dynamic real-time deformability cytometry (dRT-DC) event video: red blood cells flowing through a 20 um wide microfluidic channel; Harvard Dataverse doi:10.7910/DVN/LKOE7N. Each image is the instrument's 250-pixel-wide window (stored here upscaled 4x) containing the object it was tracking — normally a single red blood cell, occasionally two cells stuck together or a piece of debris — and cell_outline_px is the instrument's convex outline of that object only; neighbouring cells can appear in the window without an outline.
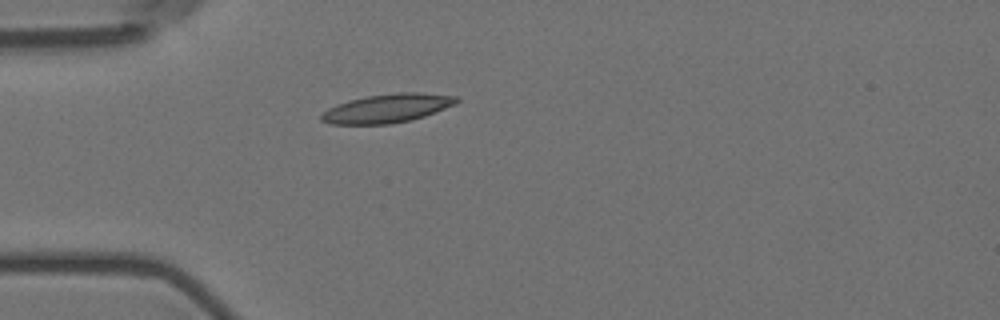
{"species": "Egyptian fruit bat (a non-hibernating species)", "species_latin": "Rousettus aegyptiacus", "temperature_condition": "room temperature", "stored_images_in_passage": 42, "camera_frame_rate_fps": 3000, "um_per_image_px": 0.085, "animal": {"sex": "female"}, "frame": {"image": 1, "passage_image": 1, "time_ms": 0.0, "image_size_px": [1000, 320], "cell_outline_px": [[460, 100], [456, 104], [424, 116], [412, 120], [388, 124], [332, 124], [320, 120], [320, 116], [328, 108], [348, 100], [368, 96], [396, 92], [420, 92], [460, 96]], "centroid_in_image_um": [32.96, 9.2], "position_along_channel_um": 52.0, "area_um2": 22.72}}
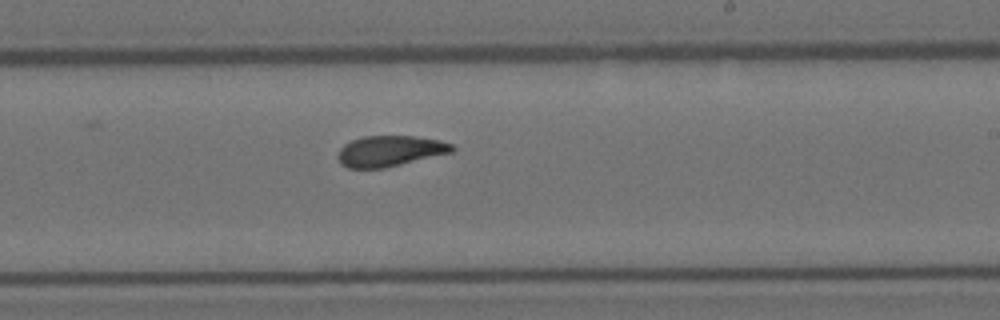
{"frame": {"image": 2, "passage_image": 19, "time_ms": 6.0, "image_size_px": [1000, 320], "cell_outline_px": [[456, 148], [452, 152], [384, 168], [348, 168], [340, 164], [336, 156], [340, 148], [344, 144], [352, 140], [364, 136], [412, 136], [440, 140], [452, 144]], "centroid_in_image_um": [33.11, 12.84], "position_along_channel_um": 255.9, "area_um2": 20.46}}
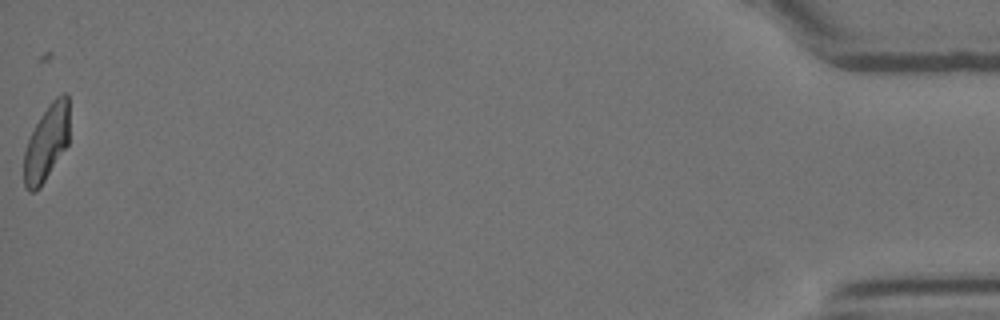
{"frame": {"image": 3, "passage_image": 42, "time_ms": 13.667, "image_size_px": [1000, 320], "cell_outline_px": [[68, 144], [40, 188], [36, 192], [28, 192], [24, 184], [24, 152], [28, 140], [36, 124], [52, 100], [56, 96], [64, 92], [68, 96]], "centroid_in_image_um": [3.95, 12.17], "position_along_channel_um": 431.3, "area_um2": 19.83}, "authors_computed_cell_mechanics": {"area_um2": 20.8369, "velocity_mm_per_s": 3.5632, "shape_relaxation_time_tau1_ms": 10.3532, "shape_relaxation_time_tau2_ms": 1.4646, "deformation_change_tau1": 0.2549, "deformation_change_tau2": 0.0789}}